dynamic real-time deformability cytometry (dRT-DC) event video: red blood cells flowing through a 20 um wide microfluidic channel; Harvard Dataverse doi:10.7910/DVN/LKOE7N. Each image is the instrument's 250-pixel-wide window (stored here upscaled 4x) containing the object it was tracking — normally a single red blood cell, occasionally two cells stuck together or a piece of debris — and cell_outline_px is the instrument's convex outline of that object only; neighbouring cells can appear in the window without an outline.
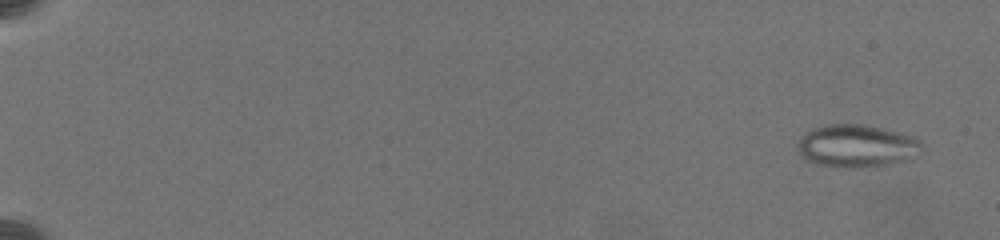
{"species": "common noctule bat (a hibernating species)", "species_latin": "Nyctalus noctula", "temperature_condition": "warm", "stored_images_in_passage": 52, "camera_frame_rate_fps": 3000, "um_per_image_px": 0.085, "animal": {"sex": "female", "body_mass_g": 19.5, "forearm_length_mm": 54.1}, "frame": {"image": 1, "passage_image": 1, "time_ms": 0.0, "image_size_px": [1000, 240], "cell_outline_px": [[920, 144], [904, 160], [888, 164], [860, 168], [848, 168], [816, 164], [808, 160], [800, 152], [796, 144], [812, 128], [828, 124], [864, 124], [912, 136], [920, 140]], "centroid_in_image_um": [72.72, 12.4], "position_along_channel_um": 12.3, "area_um2": 29.88}}
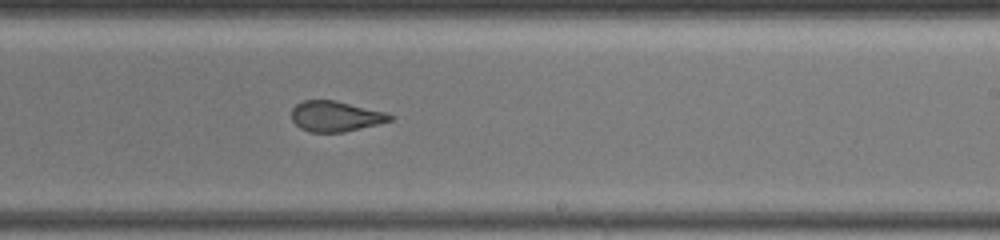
{"frame": {"image": 2, "passage_image": 26, "time_ms": 12.667, "image_size_px": [1000, 240], "cell_outline_px": [[396, 116], [392, 120], [380, 124], [344, 132], [308, 132], [300, 128], [292, 120], [292, 108], [296, 104], [304, 100], [332, 100], [384, 112]], "centroid_in_image_um": [28.52, 9.9], "position_along_channel_um": 260.5, "area_um2": 17.4}}
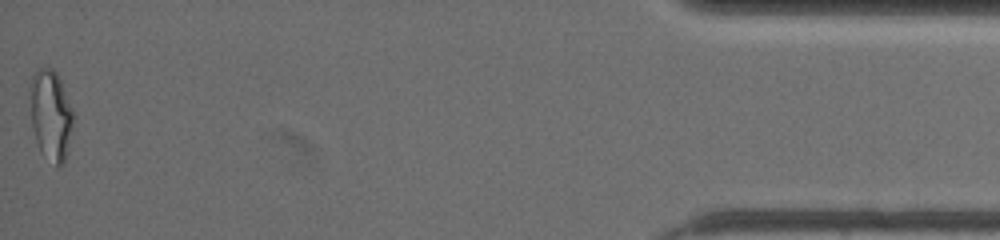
{"frame": {"image": 3, "passage_image": 51, "time_ms": 19.667, "image_size_px": [1000, 240], "cell_outline_px": [[72, 124], [68, 152], [64, 164], [56, 168], [40, 152], [32, 128], [32, 76], [40, 68], [52, 68], [60, 76], [72, 108]], "centroid_in_image_um": [4.35, 9.85], "position_along_channel_um": 430.8, "area_um2": 22.54}, "authors_computed_cell_mechanics": {"area_um2": 19.7676, "velocity_mm_per_s": 3.5297, "shape_relaxation_time_tau1_ms": null, "shape_relaxation_time_tau2_ms": 0.7761, "deformation_change_tau1": null, "deformation_change_tau2": 0.0706}}